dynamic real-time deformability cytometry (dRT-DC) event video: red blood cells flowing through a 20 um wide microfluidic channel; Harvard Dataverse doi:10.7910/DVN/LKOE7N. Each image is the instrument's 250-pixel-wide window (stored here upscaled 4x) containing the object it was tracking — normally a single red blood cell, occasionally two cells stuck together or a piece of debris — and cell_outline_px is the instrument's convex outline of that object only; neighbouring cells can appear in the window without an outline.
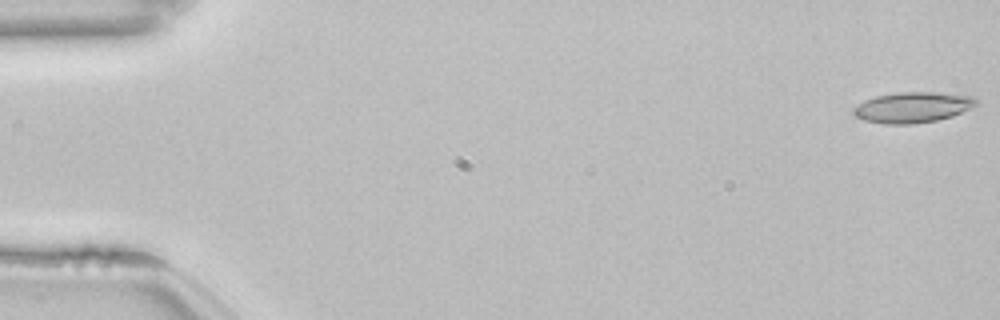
{"species": "common noctule bat (a hibernating species)", "species_latin": "Nyctalus noctula", "temperature_condition": "room temperature", "stored_images_in_passage": 54, "camera_frame_rate_fps": 3000, "um_per_image_px": 0.085, "animal": {"sex": "female", "body_mass_g": 22.7, "forearm_length_mm": 54.2}, "frame": {"image": 1, "passage_image": 1, "time_ms": 0.0, "image_size_px": [1000, 320], "cell_outline_px": [[980, 104], [952, 116], [936, 120], [912, 124], [884, 124], [864, 120], [852, 116], [852, 108], [864, 100], [876, 96], [900, 92], [936, 92], [972, 96]], "centroid_in_image_um": [77.54, 9.12], "position_along_channel_um": 7.5, "area_um2": 22.02}}
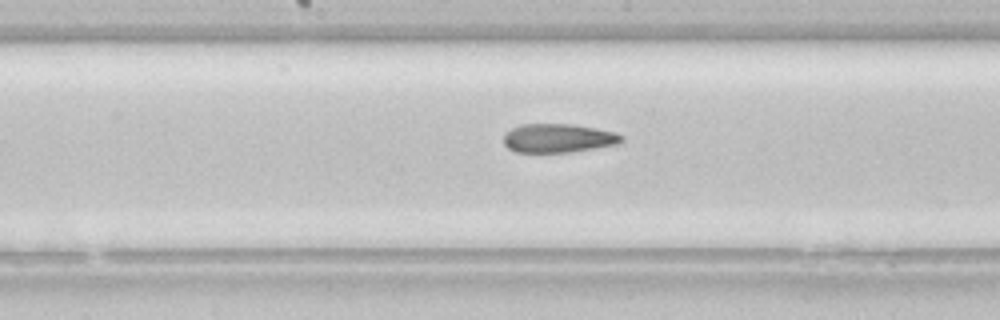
{"frame": {"image": 2, "passage_image": 28, "time_ms": 9.0, "image_size_px": [1000, 320], "cell_outline_px": [[624, 140], [620, 144], [568, 152], [516, 152], [508, 148], [504, 144], [504, 136], [512, 128], [520, 124], [572, 124], [596, 128], [616, 132], [624, 136]], "centroid_in_image_um": [47.49, 11.74], "position_along_channel_um": 200.7, "area_um2": 19.83}}
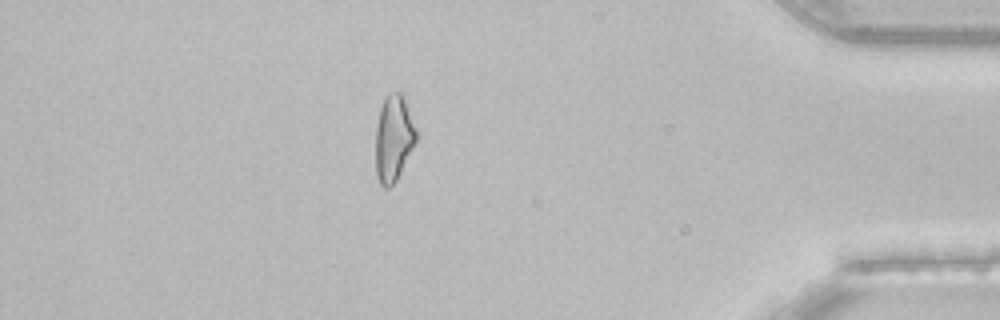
{"frame": {"image": 3, "passage_image": 47, "time_ms": 15.333, "image_size_px": [1000, 320], "cell_outline_px": [[416, 140], [396, 180], [388, 188], [384, 188], [380, 184], [376, 176], [376, 128], [380, 108], [384, 96], [388, 92], [400, 92], [404, 96], [416, 128]], "centroid_in_image_um": [33.44, 11.71], "position_along_channel_um": 401.8, "area_um2": 20.29}, "authors_computed_cell_mechanics": {"area_um2": 20.808, "velocity_mm_per_s": 3.8487, "shape_relaxation_time_tau1_ms": null, "shape_relaxation_time_tau2_ms": 3.5721, "deformation_change_tau1": null, "deformation_change_tau2": 0.1213}}